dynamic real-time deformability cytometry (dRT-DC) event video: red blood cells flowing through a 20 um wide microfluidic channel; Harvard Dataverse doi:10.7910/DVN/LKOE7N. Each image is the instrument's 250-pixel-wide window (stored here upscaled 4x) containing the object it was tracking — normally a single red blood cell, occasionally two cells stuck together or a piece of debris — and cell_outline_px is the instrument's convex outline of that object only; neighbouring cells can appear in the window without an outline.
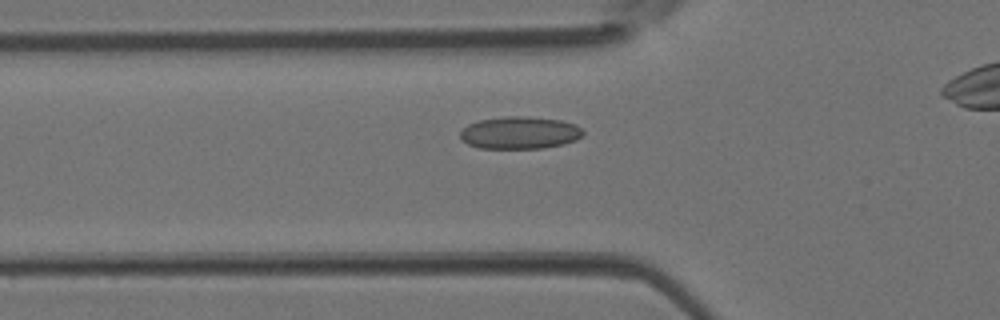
{"species": "Egyptian fruit bat (a non-hibernating species)", "species_latin": "Rousettus aegyptiacus", "temperature_condition": "room temperature", "stored_images_in_passage": 33, "camera_frame_rate_fps": 3000, "um_per_image_px": 0.085, "animal": {"sex": "female"}, "frame": {"image": 1, "passage_image": 10, "time_ms": 3.0, "image_size_px": [1000, 320], "cell_outline_px": [[584, 136], [576, 140], [564, 144], [544, 148], [480, 148], [468, 144], [460, 136], [460, 132], [468, 124], [480, 120], [504, 116], [524, 116], [560, 120], [576, 124], [584, 132]], "centroid_in_image_um": [44.21, 11.28], "position_along_channel_um": 81.6, "area_um2": 23.18}}
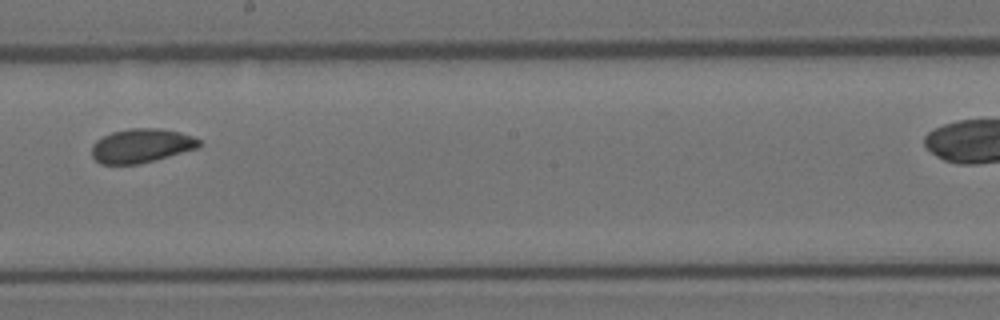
{"frame": {"image": 2, "passage_image": 20, "time_ms": 6.333, "image_size_px": [1000, 320], "cell_outline_px": [[200, 144], [196, 148], [168, 156], [136, 164], [100, 164], [92, 156], [92, 144], [96, 140], [112, 132], [128, 128], [160, 128], [180, 132], [192, 136], [200, 140]], "centroid_in_image_um": [11.98, 12.37], "position_along_channel_um": 236.2, "area_um2": 21.04}}
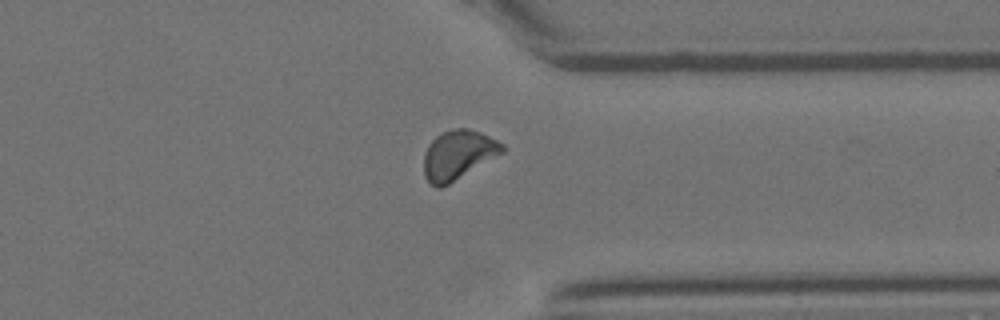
{"frame": {"image": 3, "passage_image": 29, "time_ms": 9.333, "image_size_px": [1000, 320], "cell_outline_px": [[504, 152], [448, 184], [440, 188], [436, 188], [424, 176], [424, 152], [428, 144], [436, 136], [452, 128], [468, 128], [480, 132], [504, 144]], "centroid_in_image_um": [38.92, 13.15], "position_along_channel_um": 372.5, "area_um2": 22.31}}